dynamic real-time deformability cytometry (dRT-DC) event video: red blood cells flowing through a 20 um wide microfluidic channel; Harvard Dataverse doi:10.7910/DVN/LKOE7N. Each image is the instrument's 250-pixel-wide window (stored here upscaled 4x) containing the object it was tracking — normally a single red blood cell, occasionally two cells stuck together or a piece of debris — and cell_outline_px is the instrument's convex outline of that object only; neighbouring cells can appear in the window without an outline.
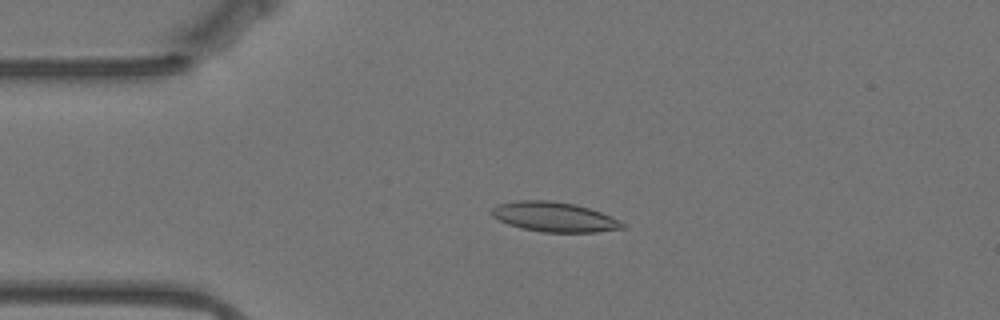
{"species": "Egyptian fruit bat (a non-hibernating species)", "species_latin": "Rousettus aegyptiacus", "temperature_condition": "warm", "stored_images_in_passage": 56, "camera_frame_rate_fps": 3000, "um_per_image_px": 0.085, "animal": {"sex": "female"}, "frame": {"image": 1, "passage_image": 12, "time_ms": 3.667, "image_size_px": [1000, 320], "cell_outline_px": [[628, 224], [624, 228], [596, 232], [540, 232], [520, 228], [508, 224], [492, 216], [488, 212], [496, 204], [516, 200], [552, 200], [576, 204], [600, 212]], "centroid_in_image_um": [47.07, 18.43], "position_along_channel_um": 37.9, "area_um2": 22.95}}
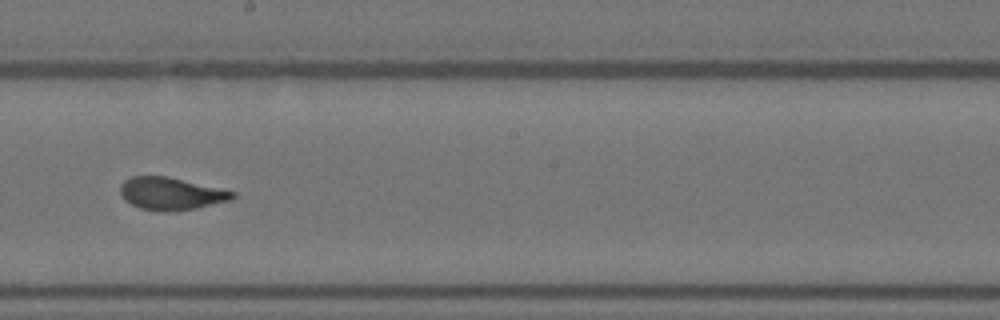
{"frame": {"image": 2, "passage_image": 31, "time_ms": 10.0, "image_size_px": [1000, 320], "cell_outline_px": [[236, 196], [232, 200], [196, 208], [164, 212], [156, 212], [140, 208], [124, 200], [120, 192], [120, 184], [124, 180], [132, 176], [168, 176], [236, 192]], "centroid_in_image_um": [14.52, 16.46], "position_along_channel_um": 233.7, "area_um2": 21.39}}
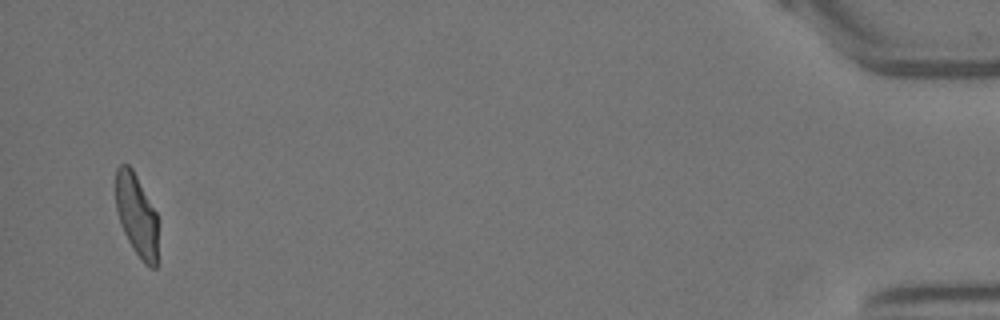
{"frame": {"image": 3, "passage_image": 55, "time_ms": 18.0, "image_size_px": [1000, 320], "cell_outline_px": [[156, 268], [148, 268], [144, 264], [132, 248], [120, 224], [116, 208], [116, 168], [120, 164], [128, 164], [132, 168], [156, 212]], "centroid_in_image_um": [11.58, 18.28], "position_along_channel_um": 423.6, "area_um2": 20.06}, "authors_computed_cell_mechanics": {"area_um2": 21.6461, "velocity_mm_per_s": 3.4885, "shape_relaxation_time_tau1_ms": 10.0146, "shape_relaxation_time_tau2_ms": 1.0588, "deformation_change_tau1": 0.2712, "deformation_change_tau2": 0.0801}}